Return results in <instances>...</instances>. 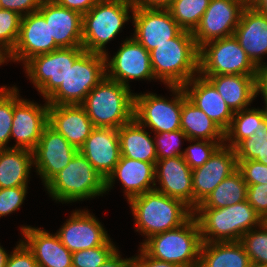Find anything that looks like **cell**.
<instances>
[{"label":"cell","instance_id":"cell-1","mask_svg":"<svg viewBox=\"0 0 267 267\" xmlns=\"http://www.w3.org/2000/svg\"><path fill=\"white\" fill-rule=\"evenodd\" d=\"M149 53L155 79L168 87H183L199 73V48L190 31L182 30Z\"/></svg>","mask_w":267,"mask_h":267},{"label":"cell","instance_id":"cell-2","mask_svg":"<svg viewBox=\"0 0 267 267\" xmlns=\"http://www.w3.org/2000/svg\"><path fill=\"white\" fill-rule=\"evenodd\" d=\"M128 204L135 219L136 231L144 234L146 240L181 226L193 215V210L182 200L156 189L132 197Z\"/></svg>","mask_w":267,"mask_h":267},{"label":"cell","instance_id":"cell-3","mask_svg":"<svg viewBox=\"0 0 267 267\" xmlns=\"http://www.w3.org/2000/svg\"><path fill=\"white\" fill-rule=\"evenodd\" d=\"M95 128H115L134 119L135 94L106 76L81 104Z\"/></svg>","mask_w":267,"mask_h":267},{"label":"cell","instance_id":"cell-4","mask_svg":"<svg viewBox=\"0 0 267 267\" xmlns=\"http://www.w3.org/2000/svg\"><path fill=\"white\" fill-rule=\"evenodd\" d=\"M193 215L202 242L240 241L246 232L263 223L247 200L222 208H195Z\"/></svg>","mask_w":267,"mask_h":267},{"label":"cell","instance_id":"cell-5","mask_svg":"<svg viewBox=\"0 0 267 267\" xmlns=\"http://www.w3.org/2000/svg\"><path fill=\"white\" fill-rule=\"evenodd\" d=\"M201 245L199 224L192 215L181 226L151 236L140 247L154 259L180 267H198Z\"/></svg>","mask_w":267,"mask_h":267},{"label":"cell","instance_id":"cell-6","mask_svg":"<svg viewBox=\"0 0 267 267\" xmlns=\"http://www.w3.org/2000/svg\"><path fill=\"white\" fill-rule=\"evenodd\" d=\"M133 0H100L82 15V47L85 51L105 55V44L114 39L129 21ZM130 10V11H129Z\"/></svg>","mask_w":267,"mask_h":267},{"label":"cell","instance_id":"cell-7","mask_svg":"<svg viewBox=\"0 0 267 267\" xmlns=\"http://www.w3.org/2000/svg\"><path fill=\"white\" fill-rule=\"evenodd\" d=\"M53 200L76 202L106 193V180L78 151L69 164L45 186Z\"/></svg>","mask_w":267,"mask_h":267},{"label":"cell","instance_id":"cell-8","mask_svg":"<svg viewBox=\"0 0 267 267\" xmlns=\"http://www.w3.org/2000/svg\"><path fill=\"white\" fill-rule=\"evenodd\" d=\"M105 76V56L84 51L69 67L59 88L46 101L52 105H81Z\"/></svg>","mask_w":267,"mask_h":267},{"label":"cell","instance_id":"cell-9","mask_svg":"<svg viewBox=\"0 0 267 267\" xmlns=\"http://www.w3.org/2000/svg\"><path fill=\"white\" fill-rule=\"evenodd\" d=\"M259 69L233 36L210 41L199 48V75H258Z\"/></svg>","mask_w":267,"mask_h":267},{"label":"cell","instance_id":"cell-10","mask_svg":"<svg viewBox=\"0 0 267 267\" xmlns=\"http://www.w3.org/2000/svg\"><path fill=\"white\" fill-rule=\"evenodd\" d=\"M82 46L58 48L55 51L39 54L24 64L26 76L47 100L66 78L69 67L84 52Z\"/></svg>","mask_w":267,"mask_h":267},{"label":"cell","instance_id":"cell-11","mask_svg":"<svg viewBox=\"0 0 267 267\" xmlns=\"http://www.w3.org/2000/svg\"><path fill=\"white\" fill-rule=\"evenodd\" d=\"M175 97L167 100L157 94H135L134 118L152 132H171L181 129L182 87L169 86Z\"/></svg>","mask_w":267,"mask_h":267},{"label":"cell","instance_id":"cell-12","mask_svg":"<svg viewBox=\"0 0 267 267\" xmlns=\"http://www.w3.org/2000/svg\"><path fill=\"white\" fill-rule=\"evenodd\" d=\"M106 77L127 87L129 80H155L150 53L133 37L125 39L117 53L105 55ZM110 60V61H109Z\"/></svg>","mask_w":267,"mask_h":267},{"label":"cell","instance_id":"cell-13","mask_svg":"<svg viewBox=\"0 0 267 267\" xmlns=\"http://www.w3.org/2000/svg\"><path fill=\"white\" fill-rule=\"evenodd\" d=\"M245 7L240 0H211L199 25L192 32L197 47L233 36Z\"/></svg>","mask_w":267,"mask_h":267},{"label":"cell","instance_id":"cell-14","mask_svg":"<svg viewBox=\"0 0 267 267\" xmlns=\"http://www.w3.org/2000/svg\"><path fill=\"white\" fill-rule=\"evenodd\" d=\"M48 106L46 103H34L19 97V90L14 87V109L11 138L16 144L12 148H23L33 151L44 128L48 125Z\"/></svg>","mask_w":267,"mask_h":267},{"label":"cell","instance_id":"cell-15","mask_svg":"<svg viewBox=\"0 0 267 267\" xmlns=\"http://www.w3.org/2000/svg\"><path fill=\"white\" fill-rule=\"evenodd\" d=\"M78 149L71 145L61 134L47 125L33 150V161L37 173L45 186L54 176L63 170Z\"/></svg>","mask_w":267,"mask_h":267},{"label":"cell","instance_id":"cell-16","mask_svg":"<svg viewBox=\"0 0 267 267\" xmlns=\"http://www.w3.org/2000/svg\"><path fill=\"white\" fill-rule=\"evenodd\" d=\"M236 170L235 150L225 144L221 145L203 166L193 169V210Z\"/></svg>","mask_w":267,"mask_h":267},{"label":"cell","instance_id":"cell-17","mask_svg":"<svg viewBox=\"0 0 267 267\" xmlns=\"http://www.w3.org/2000/svg\"><path fill=\"white\" fill-rule=\"evenodd\" d=\"M132 20L135 26L133 38L148 52L176 37L183 30L169 10L135 7Z\"/></svg>","mask_w":267,"mask_h":267},{"label":"cell","instance_id":"cell-18","mask_svg":"<svg viewBox=\"0 0 267 267\" xmlns=\"http://www.w3.org/2000/svg\"><path fill=\"white\" fill-rule=\"evenodd\" d=\"M59 47L50 36L49 23L39 12H32L22 17L17 43L11 52V61H23L25 64L32 57L50 53Z\"/></svg>","mask_w":267,"mask_h":267},{"label":"cell","instance_id":"cell-19","mask_svg":"<svg viewBox=\"0 0 267 267\" xmlns=\"http://www.w3.org/2000/svg\"><path fill=\"white\" fill-rule=\"evenodd\" d=\"M56 234L72 253L101 246L110 238L98 218L85 210H75Z\"/></svg>","mask_w":267,"mask_h":267},{"label":"cell","instance_id":"cell-20","mask_svg":"<svg viewBox=\"0 0 267 267\" xmlns=\"http://www.w3.org/2000/svg\"><path fill=\"white\" fill-rule=\"evenodd\" d=\"M78 151L106 180L121 158L118 129L94 128Z\"/></svg>","mask_w":267,"mask_h":267},{"label":"cell","instance_id":"cell-21","mask_svg":"<svg viewBox=\"0 0 267 267\" xmlns=\"http://www.w3.org/2000/svg\"><path fill=\"white\" fill-rule=\"evenodd\" d=\"M155 182L160 187L154 189L169 197L182 200L193 210L192 169L183 156L157 160L155 164Z\"/></svg>","mask_w":267,"mask_h":267},{"label":"cell","instance_id":"cell-22","mask_svg":"<svg viewBox=\"0 0 267 267\" xmlns=\"http://www.w3.org/2000/svg\"><path fill=\"white\" fill-rule=\"evenodd\" d=\"M38 11L49 23L50 36L59 48L82 46V15L60 6L54 0H43Z\"/></svg>","mask_w":267,"mask_h":267},{"label":"cell","instance_id":"cell-23","mask_svg":"<svg viewBox=\"0 0 267 267\" xmlns=\"http://www.w3.org/2000/svg\"><path fill=\"white\" fill-rule=\"evenodd\" d=\"M234 37L258 69L267 65L262 62V56L267 54L266 14L259 12L253 6H246L234 31Z\"/></svg>","mask_w":267,"mask_h":267},{"label":"cell","instance_id":"cell-24","mask_svg":"<svg viewBox=\"0 0 267 267\" xmlns=\"http://www.w3.org/2000/svg\"><path fill=\"white\" fill-rule=\"evenodd\" d=\"M183 89L187 98L195 106L202 110L224 132L228 130L234 112L206 78L198 74L187 82Z\"/></svg>","mask_w":267,"mask_h":267},{"label":"cell","instance_id":"cell-25","mask_svg":"<svg viewBox=\"0 0 267 267\" xmlns=\"http://www.w3.org/2000/svg\"><path fill=\"white\" fill-rule=\"evenodd\" d=\"M48 125L78 150L95 128L81 105L49 104Z\"/></svg>","mask_w":267,"mask_h":267},{"label":"cell","instance_id":"cell-26","mask_svg":"<svg viewBox=\"0 0 267 267\" xmlns=\"http://www.w3.org/2000/svg\"><path fill=\"white\" fill-rule=\"evenodd\" d=\"M22 240L33 252L38 267H72V252L60 241L57 234L31 226L21 227Z\"/></svg>","mask_w":267,"mask_h":267},{"label":"cell","instance_id":"cell-27","mask_svg":"<svg viewBox=\"0 0 267 267\" xmlns=\"http://www.w3.org/2000/svg\"><path fill=\"white\" fill-rule=\"evenodd\" d=\"M155 164L121 156L114 171L106 179L105 191H109L117 178L124 187L127 201L134 196L153 190L156 186Z\"/></svg>","mask_w":267,"mask_h":267},{"label":"cell","instance_id":"cell-28","mask_svg":"<svg viewBox=\"0 0 267 267\" xmlns=\"http://www.w3.org/2000/svg\"><path fill=\"white\" fill-rule=\"evenodd\" d=\"M206 78L233 112L246 109L257 97L258 75H209Z\"/></svg>","mask_w":267,"mask_h":267},{"label":"cell","instance_id":"cell-29","mask_svg":"<svg viewBox=\"0 0 267 267\" xmlns=\"http://www.w3.org/2000/svg\"><path fill=\"white\" fill-rule=\"evenodd\" d=\"M33 151L23 148H0V188L28 187Z\"/></svg>","mask_w":267,"mask_h":267},{"label":"cell","instance_id":"cell-30","mask_svg":"<svg viewBox=\"0 0 267 267\" xmlns=\"http://www.w3.org/2000/svg\"><path fill=\"white\" fill-rule=\"evenodd\" d=\"M145 130L135 118L118 129L121 156L156 163L155 142Z\"/></svg>","mask_w":267,"mask_h":267},{"label":"cell","instance_id":"cell-31","mask_svg":"<svg viewBox=\"0 0 267 267\" xmlns=\"http://www.w3.org/2000/svg\"><path fill=\"white\" fill-rule=\"evenodd\" d=\"M181 130L191 140L225 141V132L187 98L183 87Z\"/></svg>","mask_w":267,"mask_h":267},{"label":"cell","instance_id":"cell-32","mask_svg":"<svg viewBox=\"0 0 267 267\" xmlns=\"http://www.w3.org/2000/svg\"><path fill=\"white\" fill-rule=\"evenodd\" d=\"M250 263L240 241L202 242L198 267H249Z\"/></svg>","mask_w":267,"mask_h":267},{"label":"cell","instance_id":"cell-33","mask_svg":"<svg viewBox=\"0 0 267 267\" xmlns=\"http://www.w3.org/2000/svg\"><path fill=\"white\" fill-rule=\"evenodd\" d=\"M266 126V109L246 108L234 112L231 125L225 132V145L234 149L242 140L261 135Z\"/></svg>","mask_w":267,"mask_h":267},{"label":"cell","instance_id":"cell-34","mask_svg":"<svg viewBox=\"0 0 267 267\" xmlns=\"http://www.w3.org/2000/svg\"><path fill=\"white\" fill-rule=\"evenodd\" d=\"M247 184L236 170L225 178L196 208H222L247 199Z\"/></svg>","mask_w":267,"mask_h":267},{"label":"cell","instance_id":"cell-35","mask_svg":"<svg viewBox=\"0 0 267 267\" xmlns=\"http://www.w3.org/2000/svg\"><path fill=\"white\" fill-rule=\"evenodd\" d=\"M211 0H174L168 9L172 18L183 29L193 32Z\"/></svg>","mask_w":267,"mask_h":267},{"label":"cell","instance_id":"cell-36","mask_svg":"<svg viewBox=\"0 0 267 267\" xmlns=\"http://www.w3.org/2000/svg\"><path fill=\"white\" fill-rule=\"evenodd\" d=\"M246 232L240 239L250 262L267 265V225L263 222L258 227Z\"/></svg>","mask_w":267,"mask_h":267},{"label":"cell","instance_id":"cell-37","mask_svg":"<svg viewBox=\"0 0 267 267\" xmlns=\"http://www.w3.org/2000/svg\"><path fill=\"white\" fill-rule=\"evenodd\" d=\"M117 250L109 238L103 245L72 253V267H99Z\"/></svg>","mask_w":267,"mask_h":267},{"label":"cell","instance_id":"cell-38","mask_svg":"<svg viewBox=\"0 0 267 267\" xmlns=\"http://www.w3.org/2000/svg\"><path fill=\"white\" fill-rule=\"evenodd\" d=\"M14 87L0 88V148H8L13 123Z\"/></svg>","mask_w":267,"mask_h":267},{"label":"cell","instance_id":"cell-39","mask_svg":"<svg viewBox=\"0 0 267 267\" xmlns=\"http://www.w3.org/2000/svg\"><path fill=\"white\" fill-rule=\"evenodd\" d=\"M189 142H195V144L188 146L184 149L183 158L184 161L188 164V166L193 170L197 167L203 166L210 157L214 154V152L225 142H215L208 140H191L188 139Z\"/></svg>","mask_w":267,"mask_h":267},{"label":"cell","instance_id":"cell-40","mask_svg":"<svg viewBox=\"0 0 267 267\" xmlns=\"http://www.w3.org/2000/svg\"><path fill=\"white\" fill-rule=\"evenodd\" d=\"M180 139H185V141L188 140L186 134L181 129L171 132L156 133L154 142L156 146L157 160L183 156L184 151H181Z\"/></svg>","mask_w":267,"mask_h":267},{"label":"cell","instance_id":"cell-41","mask_svg":"<svg viewBox=\"0 0 267 267\" xmlns=\"http://www.w3.org/2000/svg\"><path fill=\"white\" fill-rule=\"evenodd\" d=\"M22 16L18 13L0 8V45L13 51L20 32Z\"/></svg>","mask_w":267,"mask_h":267},{"label":"cell","instance_id":"cell-42","mask_svg":"<svg viewBox=\"0 0 267 267\" xmlns=\"http://www.w3.org/2000/svg\"><path fill=\"white\" fill-rule=\"evenodd\" d=\"M234 150L237 160H255L267 165V144L262 135L242 140Z\"/></svg>","mask_w":267,"mask_h":267},{"label":"cell","instance_id":"cell-43","mask_svg":"<svg viewBox=\"0 0 267 267\" xmlns=\"http://www.w3.org/2000/svg\"><path fill=\"white\" fill-rule=\"evenodd\" d=\"M237 170L242 174L247 186L267 184V165L255 160H237Z\"/></svg>","mask_w":267,"mask_h":267},{"label":"cell","instance_id":"cell-44","mask_svg":"<svg viewBox=\"0 0 267 267\" xmlns=\"http://www.w3.org/2000/svg\"><path fill=\"white\" fill-rule=\"evenodd\" d=\"M27 187L0 188V217L17 211L25 200Z\"/></svg>","mask_w":267,"mask_h":267},{"label":"cell","instance_id":"cell-45","mask_svg":"<svg viewBox=\"0 0 267 267\" xmlns=\"http://www.w3.org/2000/svg\"><path fill=\"white\" fill-rule=\"evenodd\" d=\"M5 267H38L33 252L20 240L16 248L9 254Z\"/></svg>","mask_w":267,"mask_h":267},{"label":"cell","instance_id":"cell-46","mask_svg":"<svg viewBox=\"0 0 267 267\" xmlns=\"http://www.w3.org/2000/svg\"><path fill=\"white\" fill-rule=\"evenodd\" d=\"M246 200L262 219L267 216V184L249 185Z\"/></svg>","mask_w":267,"mask_h":267},{"label":"cell","instance_id":"cell-47","mask_svg":"<svg viewBox=\"0 0 267 267\" xmlns=\"http://www.w3.org/2000/svg\"><path fill=\"white\" fill-rule=\"evenodd\" d=\"M43 0H0V8L11 10L22 17L38 11Z\"/></svg>","mask_w":267,"mask_h":267},{"label":"cell","instance_id":"cell-48","mask_svg":"<svg viewBox=\"0 0 267 267\" xmlns=\"http://www.w3.org/2000/svg\"><path fill=\"white\" fill-rule=\"evenodd\" d=\"M140 254L135 257H131L132 267H180L178 265L168 263L166 261H160L150 257L142 248H139Z\"/></svg>","mask_w":267,"mask_h":267},{"label":"cell","instance_id":"cell-49","mask_svg":"<svg viewBox=\"0 0 267 267\" xmlns=\"http://www.w3.org/2000/svg\"><path fill=\"white\" fill-rule=\"evenodd\" d=\"M60 6L79 12L81 15L87 13L100 0H54Z\"/></svg>","mask_w":267,"mask_h":267},{"label":"cell","instance_id":"cell-50","mask_svg":"<svg viewBox=\"0 0 267 267\" xmlns=\"http://www.w3.org/2000/svg\"><path fill=\"white\" fill-rule=\"evenodd\" d=\"M174 0H133L135 7L168 10Z\"/></svg>","mask_w":267,"mask_h":267},{"label":"cell","instance_id":"cell-51","mask_svg":"<svg viewBox=\"0 0 267 267\" xmlns=\"http://www.w3.org/2000/svg\"><path fill=\"white\" fill-rule=\"evenodd\" d=\"M118 249L99 267H129L131 258L122 259Z\"/></svg>","mask_w":267,"mask_h":267},{"label":"cell","instance_id":"cell-52","mask_svg":"<svg viewBox=\"0 0 267 267\" xmlns=\"http://www.w3.org/2000/svg\"><path fill=\"white\" fill-rule=\"evenodd\" d=\"M257 92H260L264 97V108L267 110V65L259 69L257 79Z\"/></svg>","mask_w":267,"mask_h":267},{"label":"cell","instance_id":"cell-53","mask_svg":"<svg viewBox=\"0 0 267 267\" xmlns=\"http://www.w3.org/2000/svg\"><path fill=\"white\" fill-rule=\"evenodd\" d=\"M252 6L259 12L267 15V0H256Z\"/></svg>","mask_w":267,"mask_h":267},{"label":"cell","instance_id":"cell-54","mask_svg":"<svg viewBox=\"0 0 267 267\" xmlns=\"http://www.w3.org/2000/svg\"><path fill=\"white\" fill-rule=\"evenodd\" d=\"M7 59L8 61H11V52L7 50L4 46L0 45V65L6 63L5 61Z\"/></svg>","mask_w":267,"mask_h":267},{"label":"cell","instance_id":"cell-55","mask_svg":"<svg viewBox=\"0 0 267 267\" xmlns=\"http://www.w3.org/2000/svg\"><path fill=\"white\" fill-rule=\"evenodd\" d=\"M6 252L7 251H5L4 248H2V246L0 245V267H5L6 265V261L9 256V254Z\"/></svg>","mask_w":267,"mask_h":267},{"label":"cell","instance_id":"cell-56","mask_svg":"<svg viewBox=\"0 0 267 267\" xmlns=\"http://www.w3.org/2000/svg\"><path fill=\"white\" fill-rule=\"evenodd\" d=\"M243 2L246 6H252L256 0H240Z\"/></svg>","mask_w":267,"mask_h":267},{"label":"cell","instance_id":"cell-57","mask_svg":"<svg viewBox=\"0 0 267 267\" xmlns=\"http://www.w3.org/2000/svg\"><path fill=\"white\" fill-rule=\"evenodd\" d=\"M249 267H267V265H261V264L250 263Z\"/></svg>","mask_w":267,"mask_h":267},{"label":"cell","instance_id":"cell-58","mask_svg":"<svg viewBox=\"0 0 267 267\" xmlns=\"http://www.w3.org/2000/svg\"><path fill=\"white\" fill-rule=\"evenodd\" d=\"M261 135L263 136V138H264V140H265V142L267 144V126L265 128V131Z\"/></svg>","mask_w":267,"mask_h":267},{"label":"cell","instance_id":"cell-59","mask_svg":"<svg viewBox=\"0 0 267 267\" xmlns=\"http://www.w3.org/2000/svg\"><path fill=\"white\" fill-rule=\"evenodd\" d=\"M263 222L267 225V216L263 219Z\"/></svg>","mask_w":267,"mask_h":267}]
</instances>
